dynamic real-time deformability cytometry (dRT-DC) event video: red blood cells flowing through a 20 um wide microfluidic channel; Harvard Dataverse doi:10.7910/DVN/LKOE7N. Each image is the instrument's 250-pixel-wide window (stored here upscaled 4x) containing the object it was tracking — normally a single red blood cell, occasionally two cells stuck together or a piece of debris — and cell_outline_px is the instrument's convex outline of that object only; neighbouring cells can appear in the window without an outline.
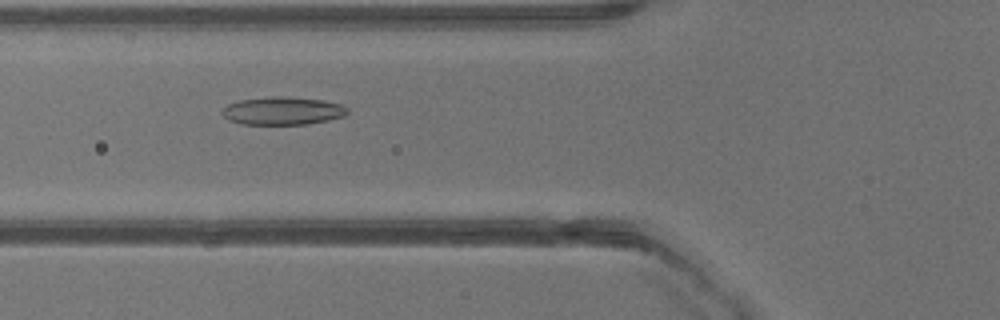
{"species": "common noctule bat (a hibernating species)", "species_latin": "Nyctalus noctula", "temperature_condition": "warm", "stored_images_in_passage": 40, "camera_frame_rate_fps": 3000, "um_per_image_px": 0.085, "animal": {"sex": "male", "body_mass_g": 13.3}, "frame": {"image": 1, "passage_image": 15, "time_ms": 4.667, "image_size_px": [1000, 320], "cell_outline_px": [[348, 112], [344, 116], [328, 120], [308, 124], [240, 124], [228, 120], [220, 112], [228, 104], [240, 100], [272, 96], [288, 96], [324, 100], [340, 104], [348, 108]], "centroid_in_image_um": [24.02, 9.42], "position_along_channel_um": 101.8, "area_um2": 20.52}}
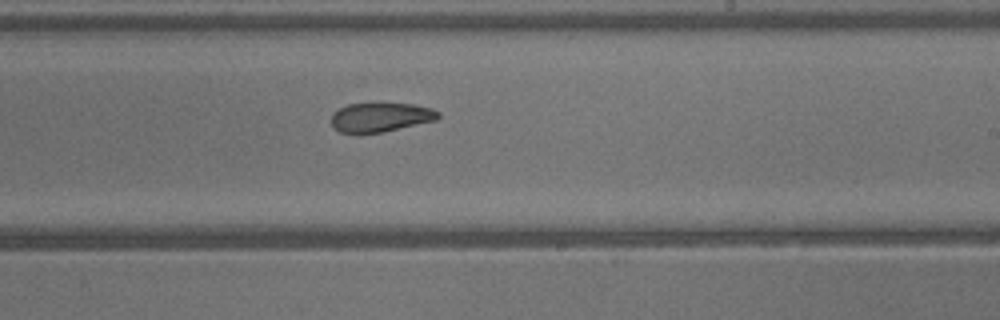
{"frame": {"image": 2, "passage_image": 24, "time_ms": 7.667, "image_size_px": [1000, 320], "cell_outline_px": [[440, 116], [436, 120], [380, 132], [356, 136], [340, 132], [332, 128], [332, 116], [340, 108], [348, 104], [412, 104], [432, 108], [440, 112]], "centroid_in_image_um": [32.31, 10.0], "position_along_channel_um": 256.7, "area_um2": 18.26}}
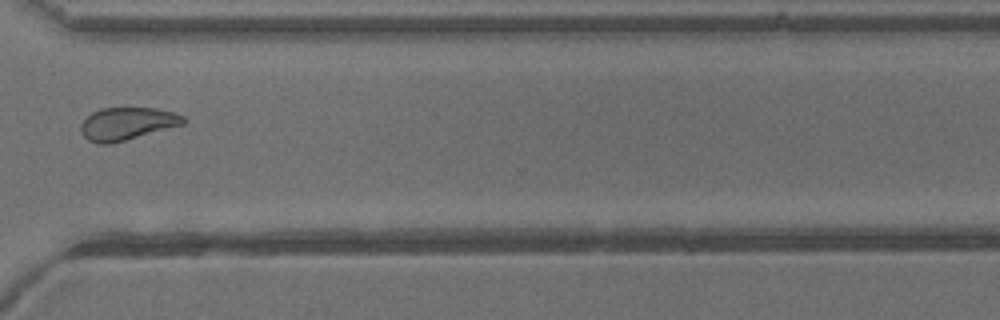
{"frame": {"image": 3, "passage_image": 30, "time_ms": 9.667, "image_size_px": [1000, 320], "cell_outline_px": [[184, 124], [124, 140], [108, 144], [96, 144], [88, 140], [80, 132], [80, 124], [92, 112], [100, 108], [156, 108], [172, 112], [184, 116]], "centroid_in_image_um": [10.75, 10.51], "position_along_channel_um": 359.8, "area_um2": 19.31}}